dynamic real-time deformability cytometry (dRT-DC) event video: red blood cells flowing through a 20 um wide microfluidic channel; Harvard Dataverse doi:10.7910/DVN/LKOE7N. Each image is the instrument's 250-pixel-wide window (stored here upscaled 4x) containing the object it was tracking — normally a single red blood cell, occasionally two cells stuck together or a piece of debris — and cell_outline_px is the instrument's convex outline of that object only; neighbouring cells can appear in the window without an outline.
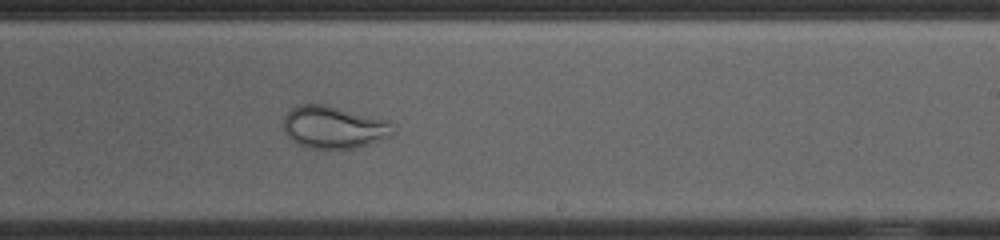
{"species": "common noctule bat (a hibernating species)", "species_latin": "Nyctalus noctula", "temperature_condition": "cold", "stored_images_in_passage": 55, "camera_frame_rate_fps": 3000, "um_per_image_px": 0.085, "animal": {"sex": "female", "body_mass_g": 23.0, "forearm_length_mm": 53.4}, "frame": {"image": 1, "passage_image": 33, "time_ms": 10.667, "image_size_px": [1000, 240], "cell_outline_px": [[392, 136], [356, 148], [304, 148], [296, 144], [284, 132], [284, 116], [292, 108], [300, 104], [328, 104], [388, 120], [392, 132]], "centroid_in_image_um": [28.33, 10.81], "position_along_channel_um": 260.7, "area_um2": 27.11}}
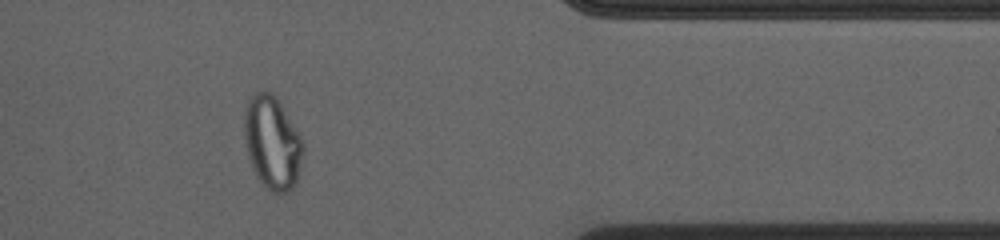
{"frame": {"image": 2, "passage_image": 45, "time_ms": 14.667, "image_size_px": [1000, 240], "cell_outline_px": [[304, 148], [296, 184], [288, 192], [276, 196], [256, 176], [248, 156], [244, 140], [244, 112], [248, 100], [256, 92], [268, 92], [276, 96], [300, 136], [304, 144]], "centroid_in_image_um": [23.14, 12.16], "position_along_channel_um": 388.3, "area_um2": 31.85}}
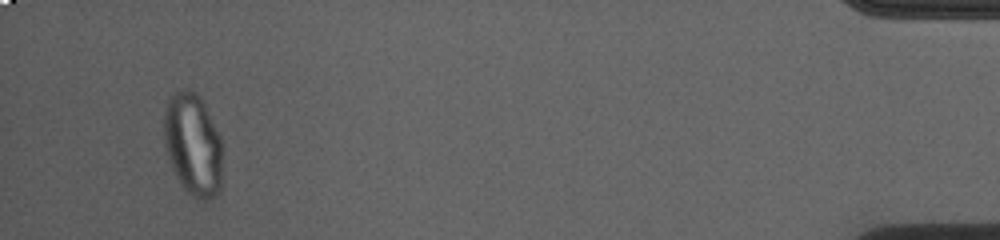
{"frame": {"image": 3, "passage_image": 52, "time_ms": 17.0, "image_size_px": [1000, 240], "cell_outline_px": [[224, 184], [220, 192], [208, 200], [200, 200], [188, 192], [180, 184], [172, 168], [168, 156], [164, 140], [164, 112], [168, 100], [180, 88], [188, 88], [196, 92], [200, 96], [220, 136]], "centroid_in_image_um": [16.44, 12.32], "position_along_channel_um": 418.8, "area_um2": 35.37}}